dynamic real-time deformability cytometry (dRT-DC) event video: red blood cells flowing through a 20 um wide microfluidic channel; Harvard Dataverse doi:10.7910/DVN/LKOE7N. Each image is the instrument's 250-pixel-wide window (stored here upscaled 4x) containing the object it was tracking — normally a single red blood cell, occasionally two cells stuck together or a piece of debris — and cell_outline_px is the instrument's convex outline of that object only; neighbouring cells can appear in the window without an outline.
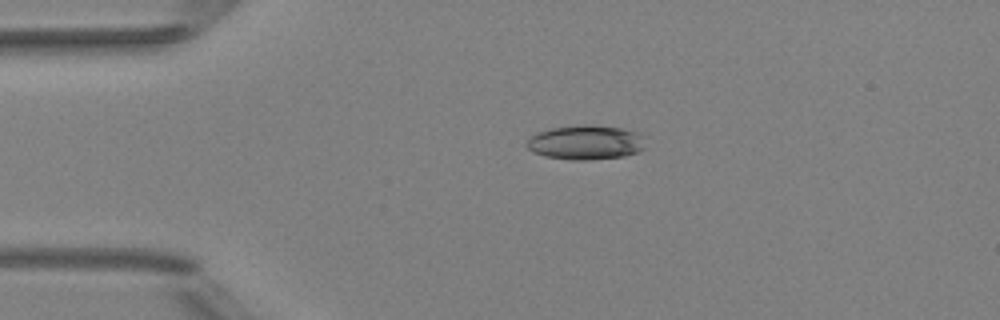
{"species": "Egyptian fruit bat (a non-hibernating species)", "species_latin": "Rousettus aegyptiacus", "temperature_condition": "room temperature", "stored_images_in_passage": 2, "camera_frame_rate_fps": 3000, "um_per_image_px": 0.085, "animal": {"sex": "female"}, "frame": {"image": 1, "passage_image": 1, "time_ms": 0.0, "image_size_px": [1000, 320], "cell_outline_px": [[644, 148], [640, 152], [624, 156], [588, 160], [568, 160], [544, 156], [532, 152], [524, 144], [532, 136], [548, 128], [580, 124], [588, 124], [624, 128], [644, 132]], "centroid_in_image_um": [49.84, 12.09], "position_along_channel_um": 35.2, "area_um2": 24.45}}